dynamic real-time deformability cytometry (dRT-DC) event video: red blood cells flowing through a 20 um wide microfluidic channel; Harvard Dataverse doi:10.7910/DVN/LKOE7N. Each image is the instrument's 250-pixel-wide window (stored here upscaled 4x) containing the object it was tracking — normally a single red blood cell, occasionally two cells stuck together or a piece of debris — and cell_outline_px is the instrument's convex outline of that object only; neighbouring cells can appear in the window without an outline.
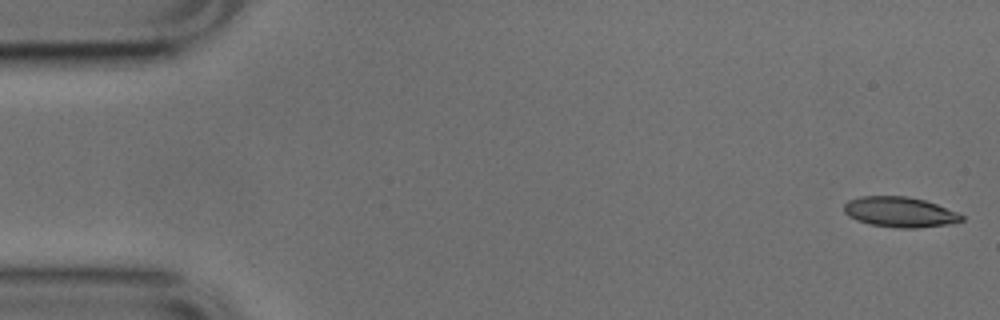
{"species": "common noctule bat (a hibernating species)", "species_latin": "Nyctalus noctula", "temperature_condition": "cold", "stored_images_in_passage": 15, "camera_frame_rate_fps": 3000, "um_per_image_px": 0.085, "animal": {"sex": "male", "body_mass_g": 17.9, "forearm_length_mm": 54.2}, "frame": {"image": 1, "passage_image": 1, "time_ms": 0.0, "image_size_px": [1000, 320], "cell_outline_px": [[964, 220], [948, 224], [920, 228], [896, 228], [872, 224], [856, 220], [848, 216], [844, 212], [844, 204], [848, 200], [860, 196], [908, 196], [924, 200], [936, 204], [956, 212], [964, 216]], "centroid_in_image_um": [76.46, 18.02], "position_along_channel_um": 8.5, "area_um2": 20.75}}
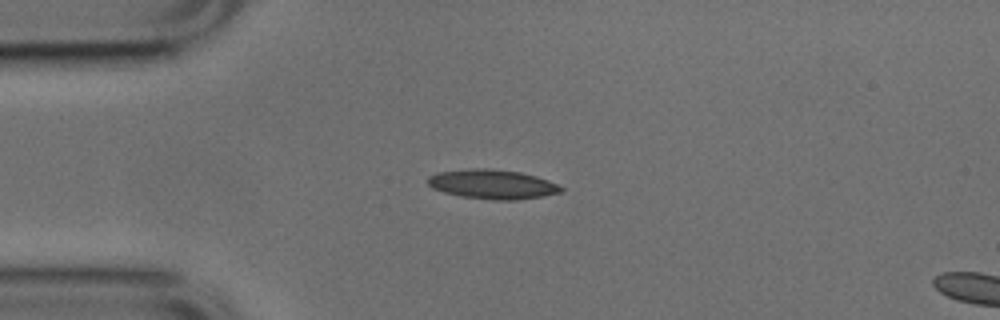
{"frame": {"image": 2, "passage_image": 12, "time_ms": 3.667, "image_size_px": [1000, 320], "cell_outline_px": [[564, 188], [560, 192], [544, 196], [516, 200], [492, 200], [460, 196], [444, 192], [432, 188], [428, 184], [428, 176], [440, 172], [476, 168], [488, 168], [520, 172], [536, 176], [548, 180]], "centroid_in_image_um": [41.86, 15.67], "position_along_channel_um": 43.1, "area_um2": 22.72}}